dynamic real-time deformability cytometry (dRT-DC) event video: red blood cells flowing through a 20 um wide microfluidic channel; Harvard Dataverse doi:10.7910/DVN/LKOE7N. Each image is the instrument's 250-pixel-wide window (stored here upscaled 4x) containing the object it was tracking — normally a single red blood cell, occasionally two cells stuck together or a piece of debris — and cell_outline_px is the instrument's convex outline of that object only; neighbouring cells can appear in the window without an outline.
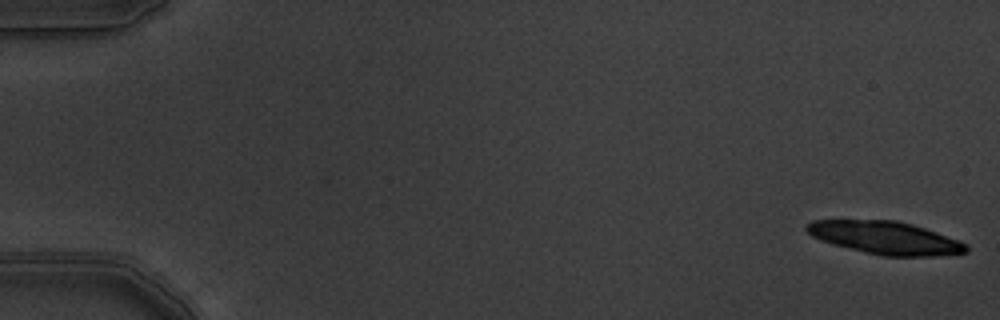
{"species": "common noctule bat (a hibernating species)", "species_latin": "Nyctalus noctula", "temperature_condition": "warm", "stored_images_in_passage": 12, "camera_frame_rate_fps": 3000, "um_per_image_px": 0.085, "animal": {"sex": "male", "body_mass_g": 19.5, "forearm_length_mm": 54.6}, "frame": {"image": 1, "passage_image": 1, "time_ms": 0.0, "image_size_px": [1000, 320], "cell_outline_px": [[968, 252], [936, 256], [884, 256], [864, 252], [832, 244], [820, 240], [812, 236], [804, 228], [804, 224], [812, 220], [896, 220], [912, 224], [960, 240], [968, 244]], "centroid_in_image_um": [75.24, 20.21], "position_along_channel_um": 9.8, "area_um2": 30.63}}
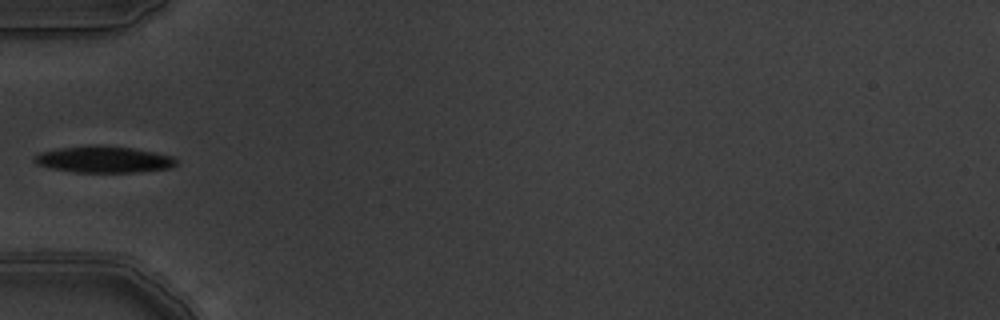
{"frame": {"image": 2, "passage_image": 6, "time_ms": 1.667, "image_size_px": [1000, 320], "cell_outline_px": [[176, 164], [168, 168], [132, 172], [72, 172], [52, 168], [36, 164], [32, 160], [40, 152], [60, 148], [132, 148], [172, 156], [176, 160]], "centroid_in_image_um": [8.8, 13.6], "position_along_channel_um": 76.2, "area_um2": 20.63}}